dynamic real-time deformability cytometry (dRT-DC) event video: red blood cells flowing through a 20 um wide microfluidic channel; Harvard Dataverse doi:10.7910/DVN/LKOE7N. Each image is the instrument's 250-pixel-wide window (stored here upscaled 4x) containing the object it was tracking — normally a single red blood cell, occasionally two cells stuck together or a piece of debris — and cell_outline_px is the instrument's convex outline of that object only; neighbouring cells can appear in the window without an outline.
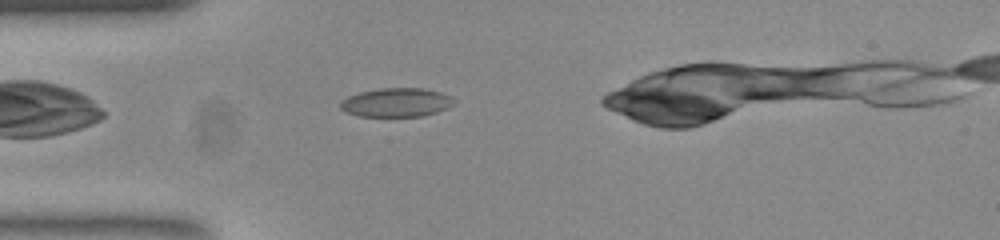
{"species": "common noctule bat (a hibernating species)", "species_latin": "Nyctalus noctula", "temperature_condition": "room temperature", "stored_images_in_passage": 31, "camera_frame_rate_fps": 3000, "um_per_image_px": 0.085, "animal": {"sex": "female", "body_mass_g": 23.0, "forearm_length_mm": 53.4}, "frame": {"image": 1, "passage_image": 1, "time_ms": 0.0, "image_size_px": [1000, 240], "cell_outline_px": [[456, 100], [448, 108], [424, 116], [356, 116], [340, 108], [340, 100], [348, 96], [360, 92], [380, 88], [424, 88], [440, 92]], "centroid_in_image_um": [33.67, 8.71], "position_along_channel_um": 51.3, "area_um2": 19.07}}
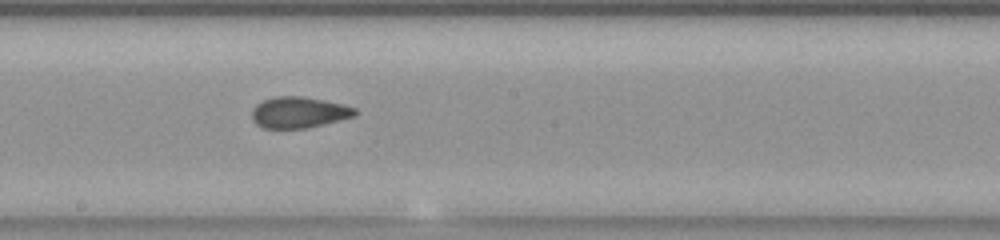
{"frame": {"image": 2, "passage_image": 15, "time_ms": 4.667, "image_size_px": [1000, 240], "cell_outline_px": [[356, 116], [304, 128], [264, 128], [256, 124], [252, 120], [252, 108], [256, 104], [264, 100], [276, 96], [300, 96], [324, 100], [344, 104], [356, 108]], "centroid_in_image_um": [25.39, 9.54], "position_along_channel_um": 222.8, "area_um2": 18.61}}
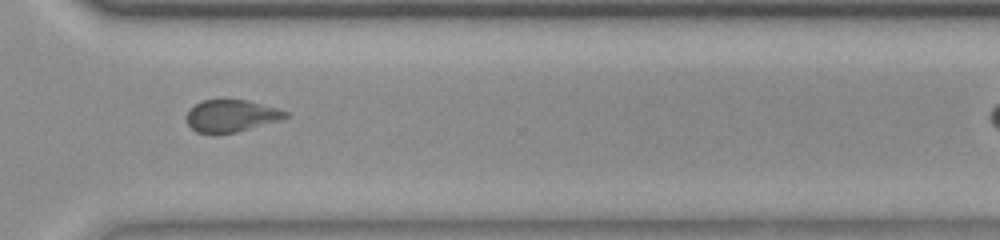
{"frame": {"image": 3, "passage_image": 25, "time_ms": 8.0, "image_size_px": [1000, 240], "cell_outline_px": [[288, 116], [280, 120], [236, 132], [212, 136], [196, 132], [188, 124], [188, 108], [200, 100], [248, 100], [280, 108], [288, 112]], "centroid_in_image_um": [19.64, 9.86], "position_along_channel_um": 351.0, "area_um2": 18.9}}